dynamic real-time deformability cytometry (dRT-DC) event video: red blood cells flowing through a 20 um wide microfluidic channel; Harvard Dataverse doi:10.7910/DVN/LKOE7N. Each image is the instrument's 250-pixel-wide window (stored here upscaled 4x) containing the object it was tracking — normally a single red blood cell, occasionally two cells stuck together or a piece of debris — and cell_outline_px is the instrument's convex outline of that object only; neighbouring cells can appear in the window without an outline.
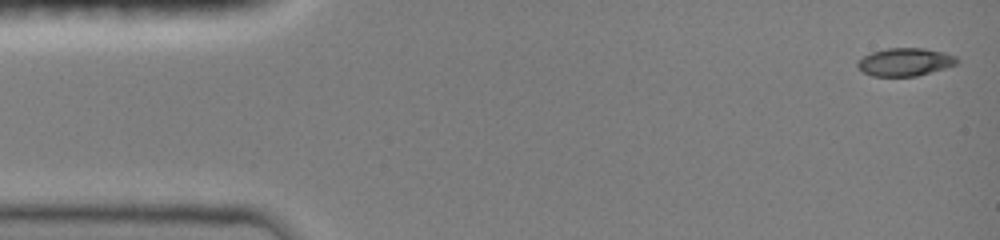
{"species": "common noctule bat (a hibernating species)", "species_latin": "Nyctalus noctula", "temperature_condition": "room temperature", "stored_images_in_passage": 47, "camera_frame_rate_fps": 3000, "um_per_image_px": 0.085, "animal": {"sex": "female", "body_mass_g": 19.0, "forearm_length_mm": 51.5}, "frame": {"image": 1, "passage_image": 1, "time_ms": 0.0, "image_size_px": [1000, 240], "cell_outline_px": [[960, 60], [956, 64], [944, 68], [916, 76], [872, 76], [864, 72], [856, 64], [856, 60], [872, 52], [888, 48], [924, 48], [944, 52], [956, 56]], "centroid_in_image_um": [76.93, 5.26], "position_along_channel_um": 8.1, "area_um2": 16.13}}
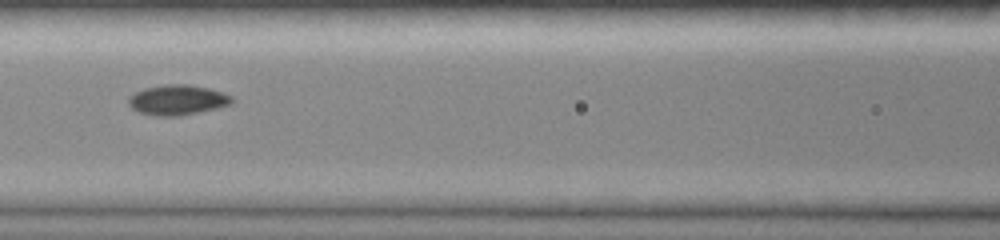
{"frame": {"image": 2, "passage_image": 20, "time_ms": 6.333, "image_size_px": [1000, 240], "cell_outline_px": [[232, 104], [216, 108], [176, 116], [156, 116], [140, 112], [132, 108], [128, 104], [128, 96], [144, 88], [164, 84], [188, 84], [208, 88], [232, 96]], "centroid_in_image_um": [15.05, 8.48], "position_along_channel_um": 151.6, "area_um2": 17.98}}
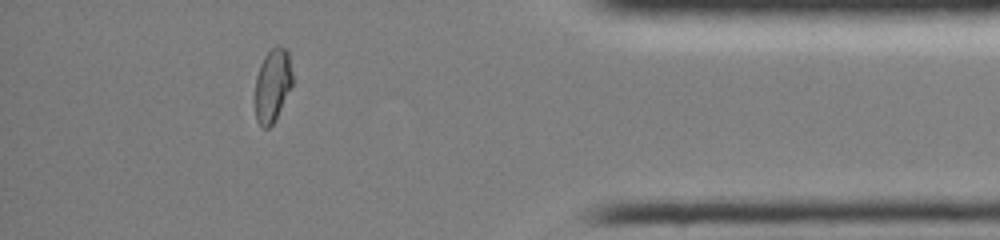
{"frame": {"image": 3, "passage_image": 41, "time_ms": 13.333, "image_size_px": [1000, 240], "cell_outline_px": [[292, 84], [276, 120], [268, 128], [264, 128], [256, 120], [256, 76], [260, 64], [264, 56], [276, 44], [284, 48], [288, 52], [292, 72]], "centroid_in_image_um": [23.17, 7.24], "position_along_channel_um": 412.0, "area_um2": 15.84}, "authors_computed_cell_mechanics": {"area_um2": 16.762, "velocity_mm_per_s": 4.0786, "shape_relaxation_time_tau1_ms": 10.3581, "shape_relaxation_time_tau2_ms": 1.6996, "deformation_change_tau1": 0.2727, "deformation_change_tau2": 0.033}}